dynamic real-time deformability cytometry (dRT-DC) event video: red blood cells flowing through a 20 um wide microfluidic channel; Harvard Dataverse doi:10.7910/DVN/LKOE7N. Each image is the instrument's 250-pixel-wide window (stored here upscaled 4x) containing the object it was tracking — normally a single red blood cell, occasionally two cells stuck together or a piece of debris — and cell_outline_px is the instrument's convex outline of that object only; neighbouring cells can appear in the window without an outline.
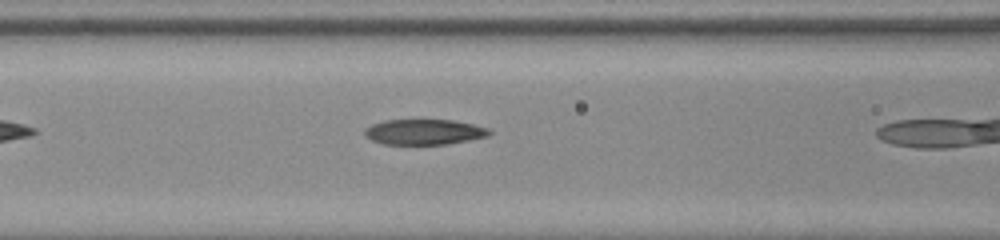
{"species": "common noctule bat (a hibernating species)", "species_latin": "Nyctalus noctula", "temperature_condition": "room temperature", "stored_images_in_passage": 4, "camera_frame_rate_fps": 3000, "um_per_image_px": 0.085, "animal": {"sex": "male", "body_mass_g": 20.0, "forearm_length_mm": 53.3}, "frame": {"image": 1, "passage_image": 3, "time_ms": 0.667, "image_size_px": [1000, 240], "cell_outline_px": [[492, 132], [488, 136], [468, 140], [444, 144], [380, 144], [364, 136], [364, 128], [372, 124], [384, 120], [452, 120], [472, 124], [488, 128]], "centroid_in_image_um": [36.0, 11.21], "position_along_channel_um": 130.6, "area_um2": 18.44}}